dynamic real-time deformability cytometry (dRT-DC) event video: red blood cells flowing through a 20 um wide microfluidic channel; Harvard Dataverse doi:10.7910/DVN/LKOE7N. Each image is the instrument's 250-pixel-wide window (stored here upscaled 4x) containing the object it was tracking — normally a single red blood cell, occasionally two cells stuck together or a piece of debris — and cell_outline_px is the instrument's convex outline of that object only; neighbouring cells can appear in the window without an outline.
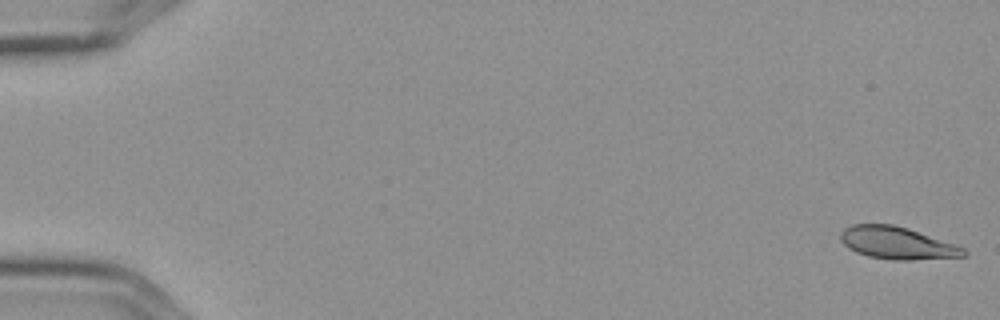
{"species": "Egyptian fruit bat (a non-hibernating species)", "species_latin": "Rousettus aegyptiacus", "temperature_condition": "cold", "stored_images_in_passage": 6, "camera_frame_rate_fps": 3000, "um_per_image_px": 0.085, "frame": {"image": 1, "passage_image": 1, "time_ms": 0.0, "image_size_px": [1000, 320], "cell_outline_px": [[968, 252], [964, 256], [912, 260], [892, 260], [868, 256], [856, 252], [848, 248], [840, 240], [840, 232], [844, 228], [852, 224], [892, 224], [908, 228], [964, 248]], "centroid_in_image_um": [76.2, 20.65], "position_along_channel_um": 8.8, "area_um2": 23.06}}
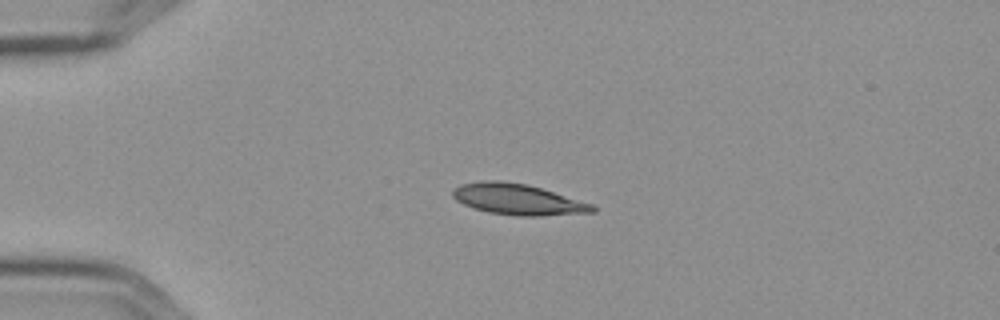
{"frame": {"image": 2, "passage_image": 4, "time_ms": 1.0, "image_size_px": [1000, 320], "cell_outline_px": [[596, 212], [540, 216], [520, 216], [488, 212], [464, 204], [456, 200], [452, 196], [452, 188], [460, 184], [484, 180], [500, 180], [528, 184], [592, 204], [596, 208]], "centroid_in_image_um": [43.99, 16.94], "position_along_channel_um": 41.0, "area_um2": 25.14}}
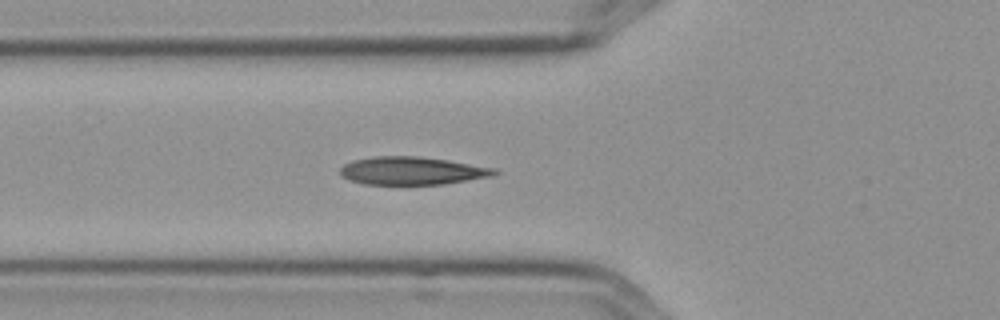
{"frame": {"image": 3, "passage_image": 6, "time_ms": 1.667, "image_size_px": [1000, 320], "cell_outline_px": [[500, 172], [492, 176], [444, 184], [364, 184], [348, 180], [340, 176], [340, 168], [344, 164], [352, 160], [376, 156], [420, 156], [448, 160], [496, 168]], "centroid_in_image_um": [35.01, 14.51], "position_along_channel_um": 90.8, "area_um2": 25.26}}